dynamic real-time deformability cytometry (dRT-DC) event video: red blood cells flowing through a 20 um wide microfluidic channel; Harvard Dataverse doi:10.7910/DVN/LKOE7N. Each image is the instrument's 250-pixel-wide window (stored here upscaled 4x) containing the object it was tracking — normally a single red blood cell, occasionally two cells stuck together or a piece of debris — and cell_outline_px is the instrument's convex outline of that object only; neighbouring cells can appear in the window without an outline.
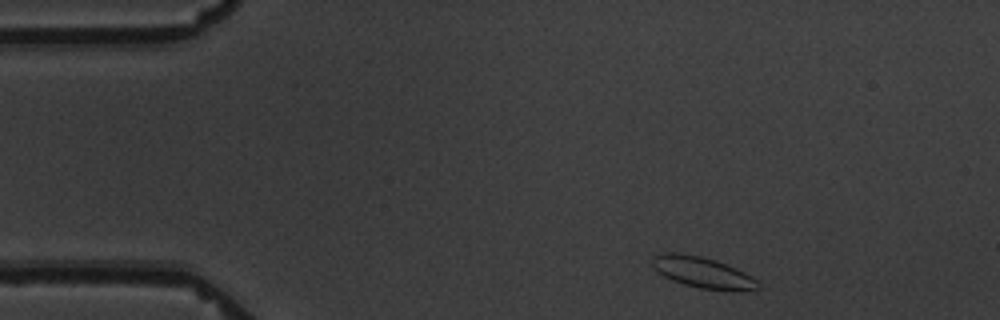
{"species": "common noctule bat (a hibernating species)", "species_latin": "Nyctalus noctula", "temperature_condition": "warm", "stored_images_in_passage": 4, "camera_frame_rate_fps": 3000, "um_per_image_px": 0.085, "animal": {"sex": "male", "body_mass_g": 19.5, "forearm_length_mm": 54.6}, "frame": {"image": 1, "passage_image": 1, "time_ms": 0.0, "image_size_px": [1000, 320], "cell_outline_px": [[760, 288], [732, 292], [700, 288], [684, 284], [672, 280], [664, 276], [652, 264], [652, 256], [664, 252], [676, 252], [700, 256], [736, 268], [752, 276], [760, 284]], "centroid_in_image_um": [59.75, 23.17], "position_along_channel_um": 25.3, "area_um2": 19.02}}
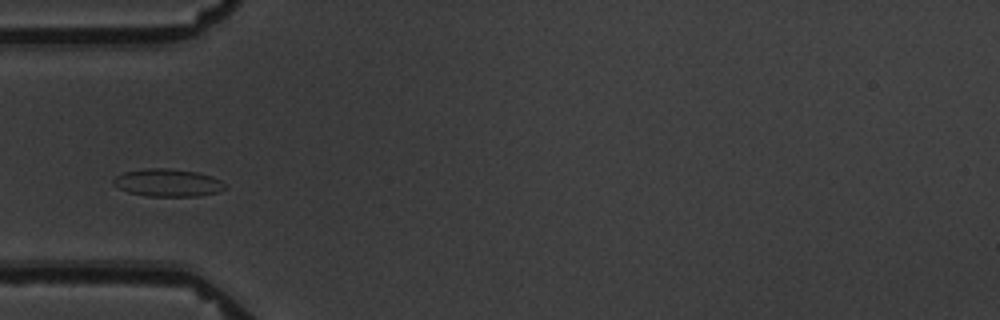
{"frame": {"image": 2, "passage_image": 4, "time_ms": 3.333, "image_size_px": [1000, 320], "cell_outline_px": [[228, 188], [220, 192], [200, 196], [148, 196], [128, 192], [112, 184], [112, 180], [116, 176], [124, 172], [144, 168], [168, 168], [196, 172], [212, 176], [220, 180]], "centroid_in_image_um": [14.28, 15.53], "position_along_channel_um": 70.7, "area_um2": 18.09}}